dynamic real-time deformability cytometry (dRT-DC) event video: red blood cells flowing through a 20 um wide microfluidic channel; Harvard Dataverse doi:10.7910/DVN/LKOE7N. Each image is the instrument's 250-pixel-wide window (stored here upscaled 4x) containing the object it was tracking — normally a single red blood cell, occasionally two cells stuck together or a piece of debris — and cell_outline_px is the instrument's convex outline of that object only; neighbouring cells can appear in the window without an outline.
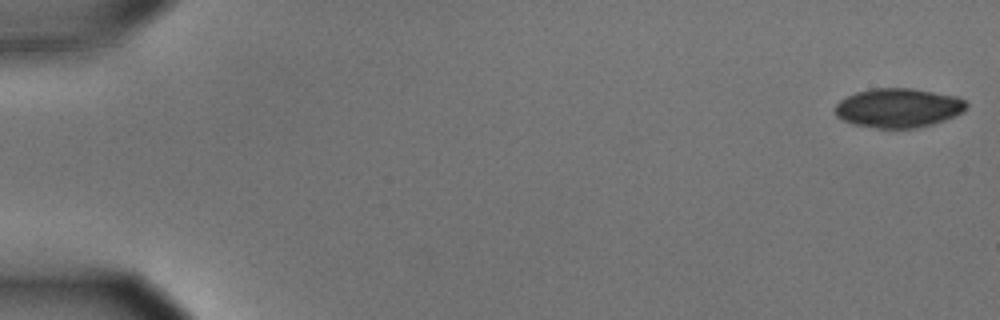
{"species": "common noctule bat (a hibernating species)", "species_latin": "Nyctalus noctula", "temperature_condition": "cold", "stored_images_in_passage": 8, "camera_frame_rate_fps": 3000, "um_per_image_px": 0.085, "animal": {"sex": "male", "body_mass_g": 15.6}, "frame": {"image": 1, "passage_image": 1, "time_ms": 0.0, "image_size_px": [1000, 320], "cell_outline_px": [[968, 104], [964, 112], [944, 120], [932, 124], [912, 128], [876, 128], [852, 124], [840, 120], [836, 116], [832, 108], [840, 100], [856, 92], [872, 88], [912, 88], [956, 96], [964, 100]], "centroid_in_image_um": [76.31, 9.17], "position_along_channel_um": 8.7, "area_um2": 30.23}}